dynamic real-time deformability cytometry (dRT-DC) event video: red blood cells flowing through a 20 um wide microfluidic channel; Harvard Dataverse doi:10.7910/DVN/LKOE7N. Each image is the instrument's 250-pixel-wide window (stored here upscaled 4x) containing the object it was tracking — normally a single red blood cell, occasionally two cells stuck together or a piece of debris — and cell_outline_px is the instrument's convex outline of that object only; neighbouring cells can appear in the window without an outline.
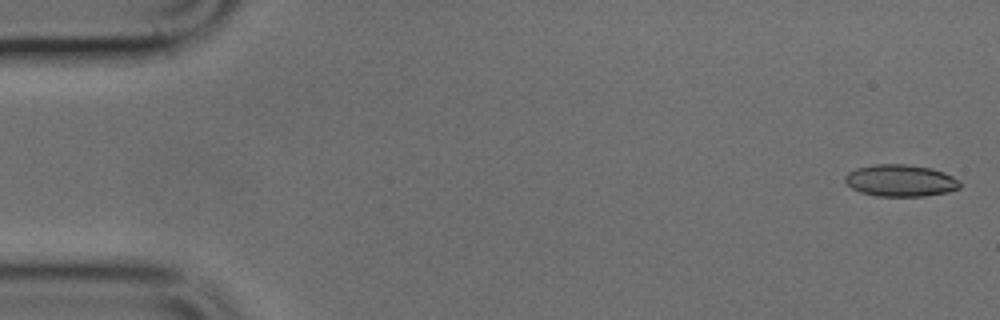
{"species": "common noctule bat (a hibernating species)", "species_latin": "Nyctalus noctula", "temperature_condition": "cold", "stored_images_in_passage": 47, "camera_frame_rate_fps": 3000, "um_per_image_px": 0.085, "animal": {"sex": "male", "body_mass_g": 17.9, "forearm_length_mm": 54.2}, "frame": {"image": 1, "passage_image": 1, "time_ms": 0.0, "image_size_px": [1000, 320], "cell_outline_px": [[960, 188], [948, 192], [924, 196], [876, 196], [860, 192], [852, 188], [844, 180], [844, 176], [848, 172], [856, 168], [876, 164], [908, 164], [932, 168], [944, 172], [960, 180]], "centroid_in_image_um": [76.55, 15.34], "position_along_channel_um": 8.5, "area_um2": 21.5}}
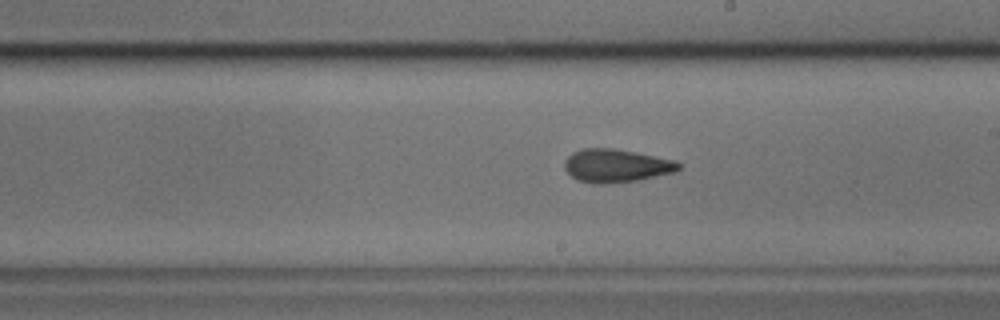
{"frame": {"image": 2, "passage_image": 27, "time_ms": 8.667, "image_size_px": [1000, 320], "cell_outline_px": [[680, 168], [676, 172], [636, 180], [604, 184], [592, 184], [576, 180], [564, 168], [564, 160], [572, 152], [584, 148], [612, 148], [676, 160], [680, 164]], "centroid_in_image_um": [52.35, 14.09], "position_along_channel_um": 236.7, "area_um2": 22.08}}
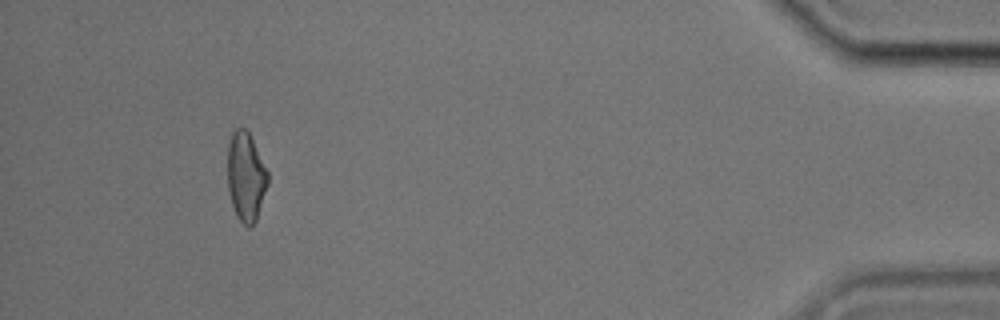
{"frame": {"image": 3, "passage_image": 45, "time_ms": 14.667, "image_size_px": [1000, 320], "cell_outline_px": [[268, 184], [256, 220], [252, 228], [248, 228], [236, 216], [232, 204], [228, 188], [228, 144], [232, 132], [236, 128], [244, 128], [248, 132], [268, 172]], "centroid_in_image_um": [20.89, 15.05], "position_along_channel_um": 414.3, "area_um2": 20.69}}